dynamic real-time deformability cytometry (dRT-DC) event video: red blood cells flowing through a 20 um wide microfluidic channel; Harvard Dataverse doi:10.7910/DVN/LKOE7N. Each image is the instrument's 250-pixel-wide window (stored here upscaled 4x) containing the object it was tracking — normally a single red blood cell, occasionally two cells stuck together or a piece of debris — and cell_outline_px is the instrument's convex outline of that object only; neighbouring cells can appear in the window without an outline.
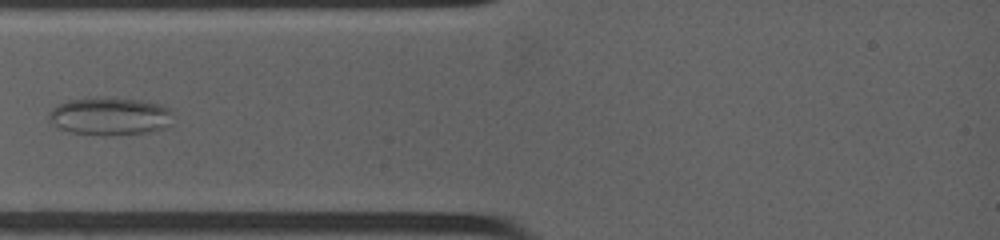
{"species": "common noctule bat (a hibernating species)", "species_latin": "Nyctalus noctula", "temperature_condition": "warm", "stored_images_in_passage": 30, "camera_frame_rate_fps": 4500, "um_per_image_px": 0.085, "animal": {"sex": "female", "body_mass_g": 19.0, "forearm_length_mm": 53.3}, "frame": {"image": 1, "passage_image": 4, "time_ms": 2.0, "image_size_px": [1000, 240], "cell_outline_px": [[172, 112], [168, 124], [164, 128], [148, 132], [108, 136], [104, 136], [68, 132], [56, 128], [48, 120], [48, 112], [52, 108], [68, 100], [88, 96], [104, 96], [140, 100], [160, 104], [172, 108]], "centroid_in_image_um": [9.28, 9.87], "position_along_channel_um": 75.7, "area_um2": 28.15}}
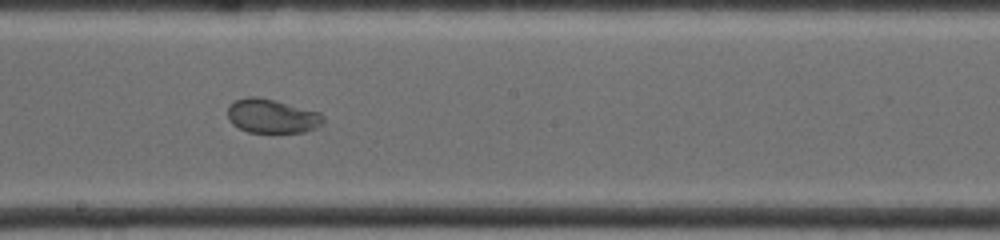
{"frame": {"image": 2, "passage_image": 10, "time_ms": 5.778, "image_size_px": [1000, 240], "cell_outline_px": [[324, 124], [316, 128], [304, 132], [248, 132], [232, 124], [228, 120], [228, 104], [236, 100], [248, 96], [256, 96], [320, 112], [324, 116]], "centroid_in_image_um": [23.12, 9.87], "position_along_channel_um": 225.1, "area_um2": 18.96}}
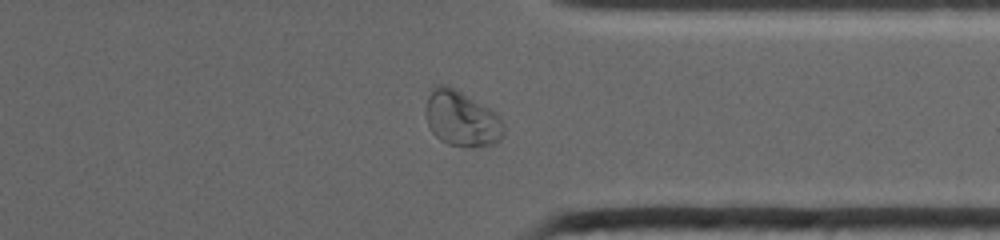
{"frame": {"image": 3, "passage_image": 25, "time_ms": 9.556, "image_size_px": [1000, 240], "cell_outline_px": [[504, 136], [500, 140], [492, 144], [472, 148], [464, 148], [448, 144], [440, 140], [432, 132], [428, 124], [428, 88], [436, 84], [448, 84], [488, 108], [500, 116], [504, 124]], "centroid_in_image_um": [39.25, 10.1], "position_along_channel_um": 372.1, "area_um2": 25.32}}